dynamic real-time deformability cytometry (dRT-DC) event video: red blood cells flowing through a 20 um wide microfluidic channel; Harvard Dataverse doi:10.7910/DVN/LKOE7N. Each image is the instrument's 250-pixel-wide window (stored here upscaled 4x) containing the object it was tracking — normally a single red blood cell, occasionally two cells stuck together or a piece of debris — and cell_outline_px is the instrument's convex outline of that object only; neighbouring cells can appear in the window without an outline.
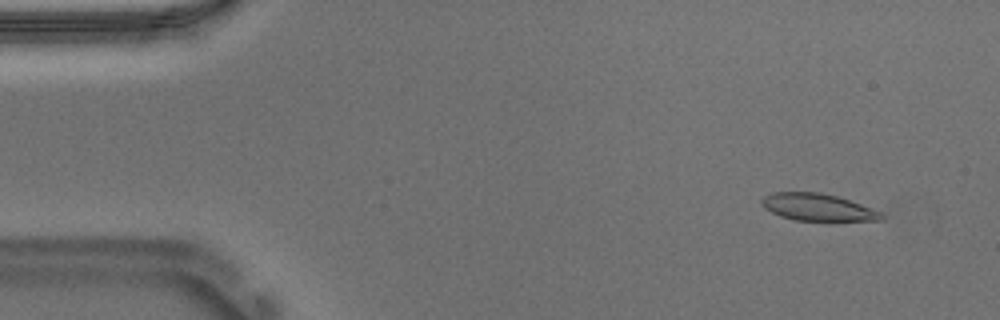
{"species": "Egyptian fruit bat (a non-hibernating species)", "species_latin": "Rousettus aegyptiacus", "temperature_condition": "warm", "stored_images_in_passage": 51, "camera_frame_rate_fps": 3000, "um_per_image_px": 0.085, "animal": {"sex": "male"}, "frame": {"image": 1, "passage_image": 2, "time_ms": 0.333, "image_size_px": [1000, 320], "cell_outline_px": [[888, 216], [884, 220], [792, 220], [780, 216], [764, 208], [760, 204], [760, 200], [764, 196], [772, 192], [820, 192], [836, 196], [884, 212]], "centroid_in_image_um": [69.51, 17.61], "position_along_channel_um": 15.5, "area_um2": 19.02}}
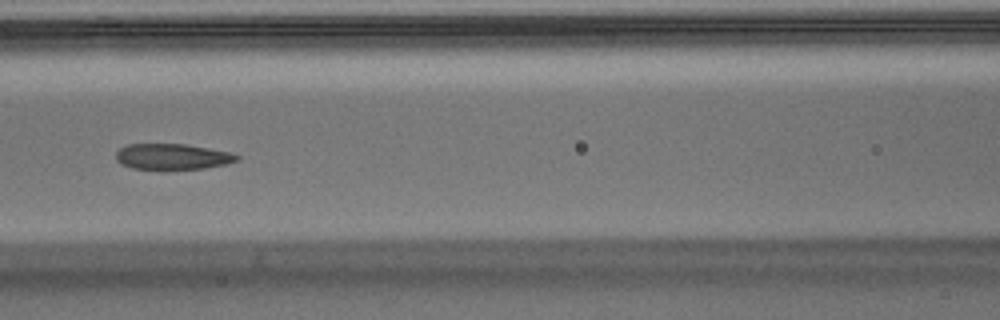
{"frame": {"image": 2, "passage_image": 21, "time_ms": 6.667, "image_size_px": [1000, 320], "cell_outline_px": [[240, 160], [228, 164], [204, 168], [132, 168], [120, 164], [116, 160], [116, 152], [120, 148], [128, 144], [184, 144], [232, 152], [240, 156]], "centroid_in_image_um": [14.69, 13.3], "position_along_channel_um": 151.9, "area_um2": 18.03}}
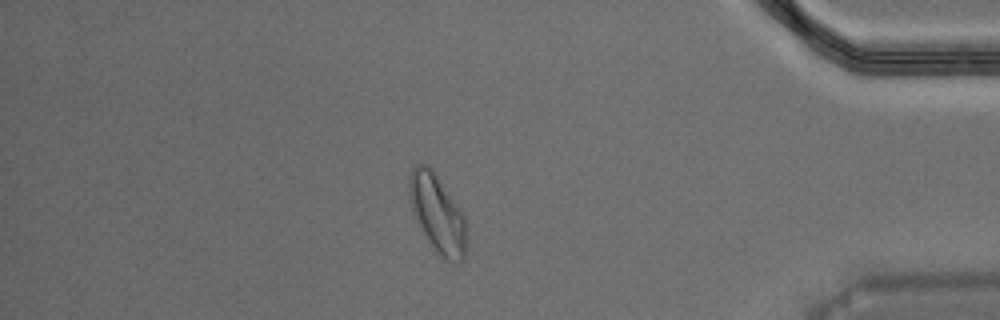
{"frame": {"image": 3, "passage_image": 44, "time_ms": 14.333, "image_size_px": [1000, 320], "cell_outline_px": [[468, 248], [464, 260], [456, 264], [448, 260], [432, 244], [424, 232], [412, 212], [408, 196], [408, 176], [412, 168], [416, 164], [428, 164], [432, 168], [460, 208], [468, 220]], "centroid_in_image_um": [37.23, 18.13], "position_along_channel_um": 398.0, "area_um2": 26.47}, "authors_computed_cell_mechanics": {"area_um2": 20.1722, "velocity_mm_per_s": 3.6927, "shape_relaxation_time_tau1_ms": null, "shape_relaxation_time_tau2_ms": 1.5952, "deformation_change_tau1": null, "deformation_change_tau2": 0.0705}}